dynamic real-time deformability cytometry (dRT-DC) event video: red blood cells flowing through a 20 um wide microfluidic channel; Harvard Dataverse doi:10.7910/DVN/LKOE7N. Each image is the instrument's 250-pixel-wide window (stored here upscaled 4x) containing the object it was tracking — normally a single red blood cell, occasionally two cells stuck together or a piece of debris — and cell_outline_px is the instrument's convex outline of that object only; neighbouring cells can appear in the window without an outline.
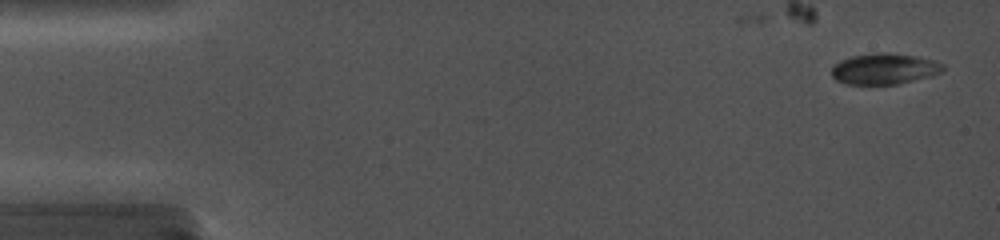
{"species": "common noctule bat (a hibernating species)", "species_latin": "Nyctalus noctula", "temperature_condition": "cold", "stored_images_in_passage": 7, "camera_frame_rate_fps": 5000, "um_per_image_px": 0.085, "animal": {"sex": "female", "body_mass_g": 19.0, "forearm_length_mm": 56.7}, "frame": {"image": 1, "passage_image": 1, "time_ms": 0.0, "image_size_px": [1000, 240], "cell_outline_px": [[944, 68], [940, 72], [932, 76], [900, 84], [844, 84], [836, 80], [832, 76], [832, 68], [840, 60], [852, 56], [876, 52], [888, 52], [916, 56], [932, 60], [944, 64]], "centroid_in_image_um": [75.17, 5.85], "position_along_channel_um": 9.8, "area_um2": 20.17}}
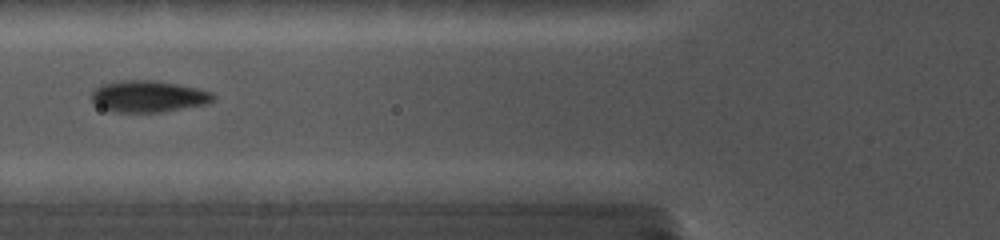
{"frame": {"image": 2, "passage_image": 6, "time_ms": 6.2, "image_size_px": [1000, 240], "cell_outline_px": [[216, 100], [208, 104], [164, 112], [112, 112], [92, 104], [92, 92], [100, 84], [120, 80], [152, 80], [180, 84], [212, 92], [216, 96]], "centroid_in_image_um": [12.63, 8.2], "position_along_channel_um": 113.2, "area_um2": 22.83}}
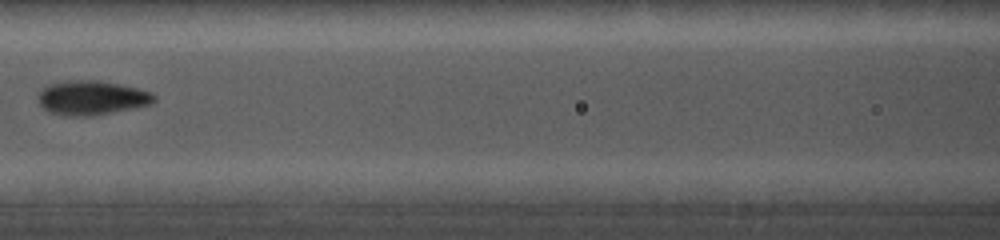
{"frame": {"image": 3, "passage_image": 7, "time_ms": 7.4, "image_size_px": [1000, 240], "cell_outline_px": [[156, 100], [152, 104], [136, 108], [92, 116], [60, 116], [48, 112], [40, 104], [36, 96], [40, 88], [48, 84], [64, 80], [100, 80], [136, 88], [152, 92], [156, 96]], "centroid_in_image_um": [7.75, 8.31], "position_along_channel_um": 158.8, "area_um2": 23.76}}